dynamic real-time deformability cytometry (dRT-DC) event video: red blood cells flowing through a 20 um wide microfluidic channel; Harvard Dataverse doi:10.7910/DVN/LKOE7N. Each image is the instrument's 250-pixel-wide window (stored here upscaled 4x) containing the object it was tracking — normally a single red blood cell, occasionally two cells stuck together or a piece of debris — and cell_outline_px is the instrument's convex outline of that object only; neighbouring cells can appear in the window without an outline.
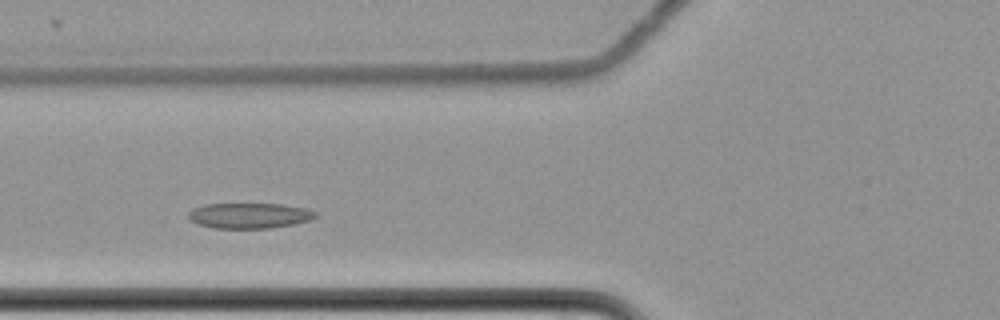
{"species": "common noctule bat (a hibernating species)", "species_latin": "Nyctalus noctula", "temperature_condition": "cold", "stored_images_in_passage": 7, "camera_frame_rate_fps": 3000, "um_per_image_px": 0.085, "animal": {"sex": "female", "body_mass_g": 22.7, "forearm_length_mm": 54.2}, "frame": {"image": 1, "passage_image": 4, "time_ms": 1.0, "image_size_px": [1000, 320], "cell_outline_px": [[316, 216], [308, 220], [292, 224], [272, 228], [216, 228], [200, 224], [192, 220], [188, 216], [188, 212], [192, 208], [204, 204], [284, 204], [304, 208], [316, 212]], "centroid_in_image_um": [21.18, 18.32], "position_along_channel_um": 104.6, "area_um2": 18.61}}
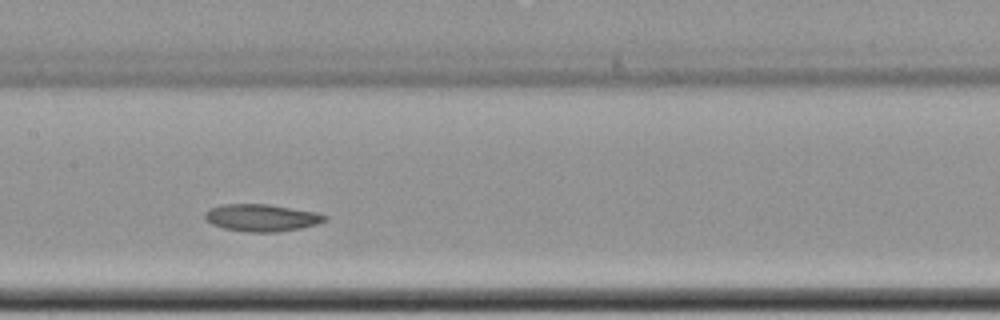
{"frame": {"image": 2, "passage_image": 6, "time_ms": 1.667, "image_size_px": [1000, 320], "cell_outline_px": [[328, 216], [324, 220], [316, 224], [300, 228], [276, 232], [248, 232], [224, 228], [212, 224], [204, 216], [204, 212], [208, 208], [220, 204], [268, 204], [316, 212]], "centroid_in_image_um": [22.19, 18.49], "position_along_channel_um": 185.2, "area_um2": 18.9}}
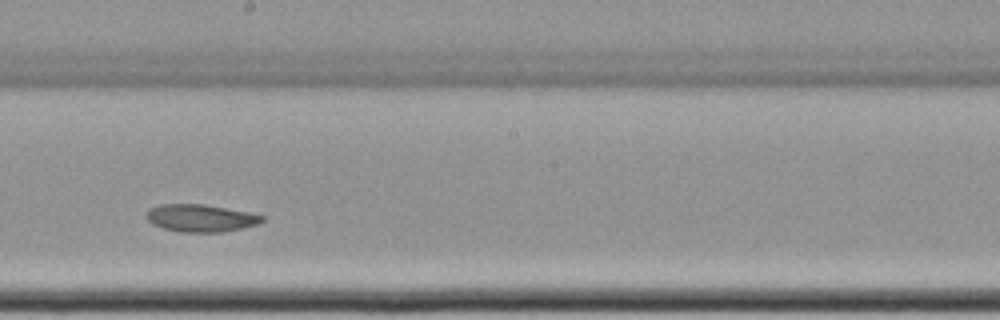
{"frame": {"image": 3, "passage_image": 7, "time_ms": 2.0, "image_size_px": [1000, 320], "cell_outline_px": [[264, 220], [256, 224], [224, 232], [180, 232], [164, 228], [152, 224], [148, 220], [148, 208], [160, 204], [204, 204], [248, 212], [264, 216]], "centroid_in_image_um": [17.04, 18.53], "position_along_channel_um": 231.2, "area_um2": 18.32}}